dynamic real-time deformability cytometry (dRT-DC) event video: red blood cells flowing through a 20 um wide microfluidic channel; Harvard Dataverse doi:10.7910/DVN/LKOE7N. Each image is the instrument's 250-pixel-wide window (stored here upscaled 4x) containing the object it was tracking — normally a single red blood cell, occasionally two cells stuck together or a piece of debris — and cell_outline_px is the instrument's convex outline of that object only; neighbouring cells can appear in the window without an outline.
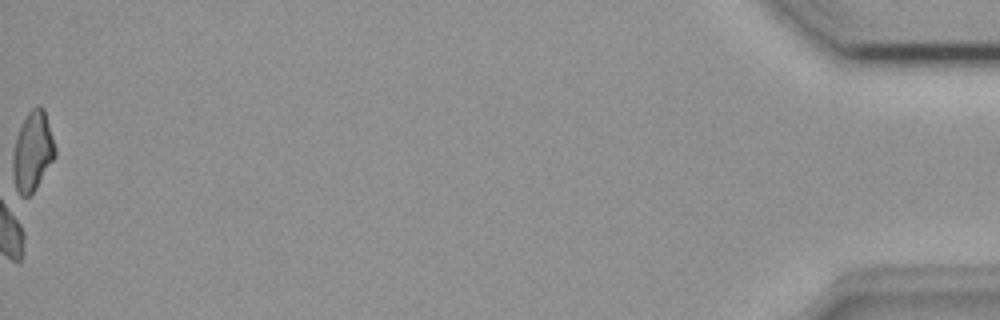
{"species": "common noctule bat (a hibernating species)", "species_latin": "Nyctalus noctula", "temperature_condition": "room temperature", "stored_images_in_passage": 35, "camera_frame_rate_fps": 3000, "um_per_image_px": 0.085, "animal": {"sex": "female", "body_mass_g": 18.4}, "frame": {"image": 1, "passage_image": 35, "time_ms": 11.333, "image_size_px": [1000, 320], "cell_outline_px": [[56, 156], [36, 188], [28, 196], [20, 196], [16, 192], [12, 176], [12, 152], [16, 136], [28, 112], [36, 104], [40, 104], [44, 108], [56, 148]], "centroid_in_image_um": [2.76, 12.88], "position_along_channel_um": 432.4, "area_um2": 19.88}}